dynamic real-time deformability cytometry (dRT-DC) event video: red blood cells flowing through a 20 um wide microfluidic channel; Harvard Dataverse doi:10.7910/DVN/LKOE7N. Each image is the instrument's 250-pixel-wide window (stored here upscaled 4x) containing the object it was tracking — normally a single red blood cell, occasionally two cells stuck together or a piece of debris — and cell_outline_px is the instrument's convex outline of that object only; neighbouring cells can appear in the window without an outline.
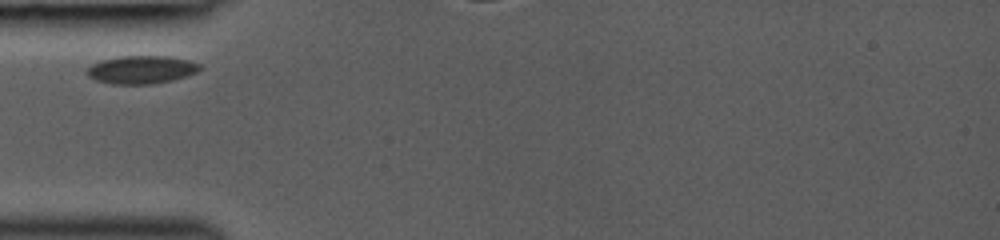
{"species": "common noctule bat (a hibernating species)", "species_latin": "Nyctalus noctula", "temperature_condition": "room temperature", "stored_images_in_passage": 5, "segment_of_instrument_passage": [1, 2], "camera_frame_rate_fps": 3000, "um_per_image_px": 0.085, "animal": {"sex": "female", "body_mass_g": 19.0, "forearm_length_mm": 53.3}, "frame": {"image": 1, "passage_image": 1, "time_ms": 0.0, "image_size_px": [1000, 240], "cell_outline_px": [[204, 68], [196, 72], [172, 80], [152, 84], [112, 84], [96, 80], [88, 76], [88, 68], [92, 64], [100, 60], [120, 56], [168, 56], [188, 60], [200, 64]], "centroid_in_image_um": [12.03, 5.92], "position_along_channel_um": 73.0, "area_um2": 18.38}}
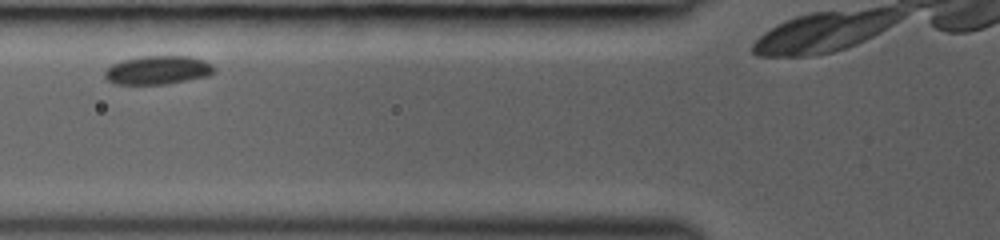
{"frame": {"image": 2, "passage_image": 2, "time_ms": 1.0, "image_size_px": [1000, 240], "cell_outline_px": [[216, 72], [212, 76], [168, 84], [112, 84], [104, 76], [104, 72], [112, 64], [124, 60], [140, 56], [188, 56], [204, 60], [212, 64], [216, 68]], "centroid_in_image_um": [13.48, 5.97], "position_along_channel_um": 112.3, "area_um2": 18.55}}
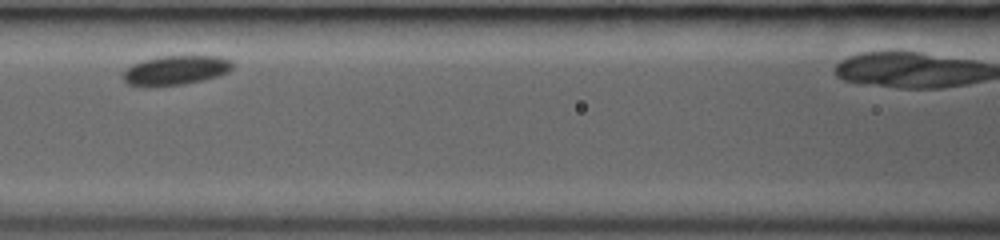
{"frame": {"image": 3, "passage_image": 3, "time_ms": 2.0, "image_size_px": [1000, 240], "cell_outline_px": [[232, 68], [228, 72], [220, 76], [204, 80], [184, 84], [152, 88], [140, 88], [128, 84], [120, 76], [132, 64], [140, 60], [156, 56], [220, 56], [232, 60]], "centroid_in_image_um": [14.88, 6.0], "position_along_channel_um": 151.7, "area_um2": 19.48}}